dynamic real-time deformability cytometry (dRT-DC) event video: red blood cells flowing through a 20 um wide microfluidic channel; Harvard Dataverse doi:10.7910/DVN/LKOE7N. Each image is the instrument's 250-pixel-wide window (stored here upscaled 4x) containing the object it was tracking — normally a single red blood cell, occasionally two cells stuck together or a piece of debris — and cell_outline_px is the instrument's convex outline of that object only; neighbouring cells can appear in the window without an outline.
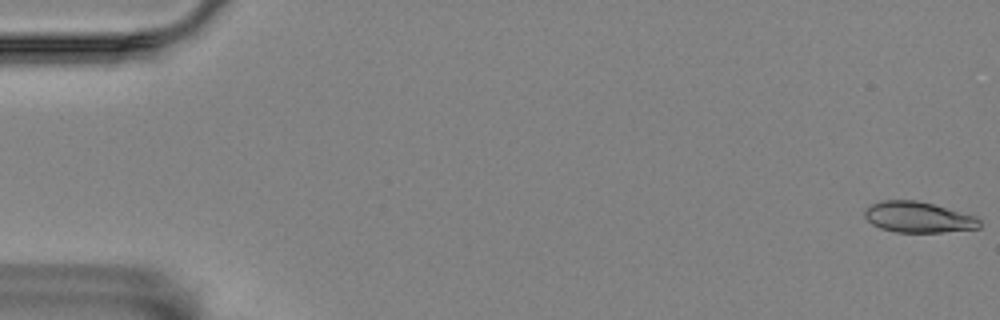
{"species": "Egyptian fruit bat (a non-hibernating species)", "species_latin": "Rousettus aegyptiacus", "temperature_condition": "room temperature", "stored_images_in_passage": 55, "camera_frame_rate_fps": 3000, "um_per_image_px": 0.085, "animal": {"sex": "female"}, "frame": {"image": 1, "passage_image": 1, "time_ms": 0.0, "image_size_px": [1000, 320], "cell_outline_px": [[980, 228], [940, 232], [896, 232], [880, 228], [872, 224], [864, 216], [864, 212], [872, 204], [884, 200], [916, 200], [932, 204], [976, 216], [980, 220]], "centroid_in_image_um": [78.05, 18.46], "position_along_channel_um": 6.9, "area_um2": 20.4}}
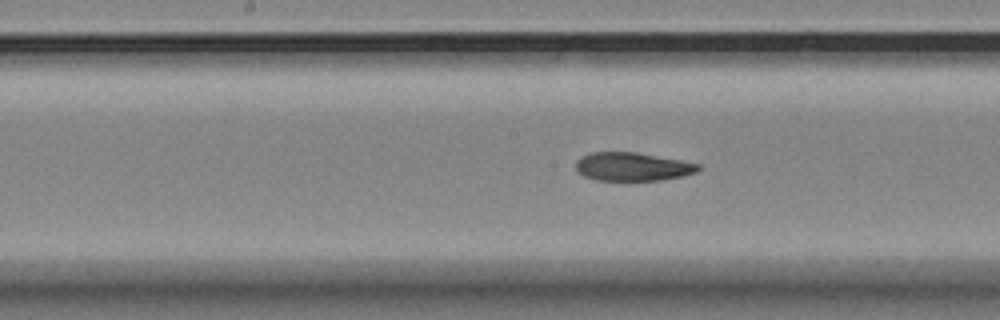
{"frame": {"image": 2, "passage_image": 29, "time_ms": 9.333, "image_size_px": [1000, 320], "cell_outline_px": [[700, 168], [696, 172], [680, 176], [660, 180], [596, 180], [584, 176], [576, 172], [576, 160], [580, 156], [592, 152], [636, 152], [680, 160], [700, 164]], "centroid_in_image_um": [53.7, 14.16], "position_along_channel_um": 194.5, "area_um2": 20.23}}
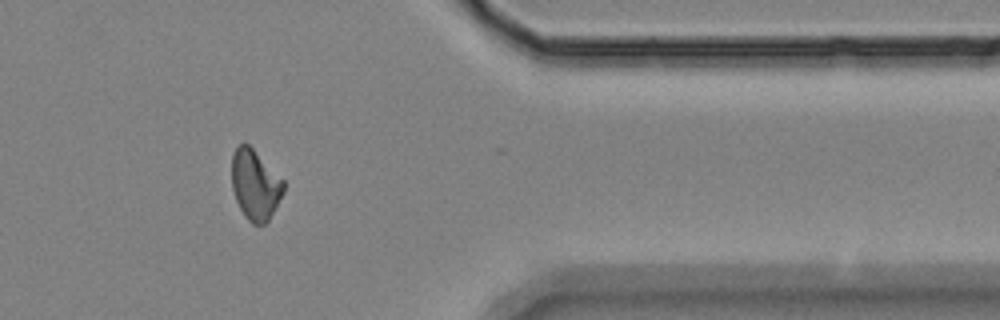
{"frame": {"image": 3, "passage_image": 47, "time_ms": 15.333, "image_size_px": [1000, 320], "cell_outline_px": [[284, 192], [268, 220], [264, 224], [252, 224], [244, 216], [236, 200], [232, 188], [232, 152], [240, 144], [248, 144], [284, 180]], "centroid_in_image_um": [21.68, 15.71], "position_along_channel_um": 389.7, "area_um2": 20.98}, "authors_computed_cell_mechanics": {"area_um2": 21.2704, "velocity_mm_per_s": 3.5533, "shape_relaxation_time_tau1_ms": null, "shape_relaxation_time_tau2_ms": 2.9719, "deformation_change_tau1": null, "deformation_change_tau2": 0.0853}}